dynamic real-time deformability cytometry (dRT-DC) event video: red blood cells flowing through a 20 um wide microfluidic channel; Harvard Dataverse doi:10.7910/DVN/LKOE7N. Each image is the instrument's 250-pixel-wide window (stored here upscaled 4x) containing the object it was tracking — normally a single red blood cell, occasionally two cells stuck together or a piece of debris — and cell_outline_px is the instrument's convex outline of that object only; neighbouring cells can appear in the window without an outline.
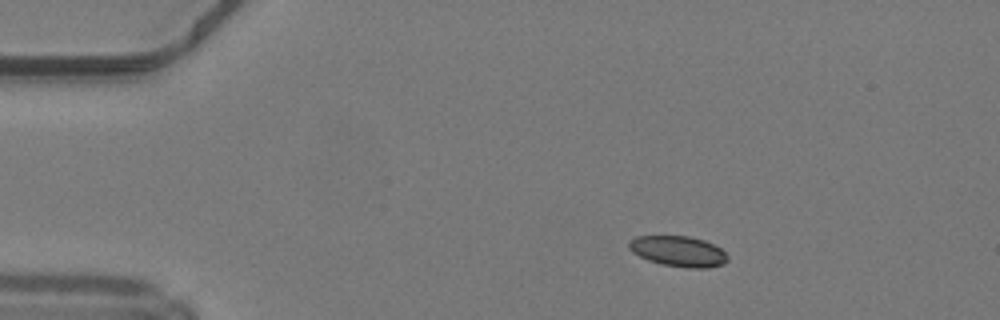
{"species": "common noctule bat (a hibernating species)", "species_latin": "Nyctalus noctula", "temperature_condition": "warm", "stored_images_in_passage": 49, "camera_frame_rate_fps": 3000, "um_per_image_px": 0.085, "animal": {"sex": "male", "body_mass_g": 19.2, "forearm_length_mm": 51.8}, "frame": {"image": 1, "passage_image": 9, "time_ms": 2.667, "image_size_px": [1000, 320], "cell_outline_px": [[728, 260], [724, 264], [708, 268], [692, 268], [664, 264], [648, 260], [632, 252], [628, 248], [628, 240], [636, 236], [688, 236], [704, 240], [720, 248], [728, 256]], "centroid_in_image_um": [57.65, 21.35], "position_along_channel_um": 27.3, "area_um2": 17.51}}
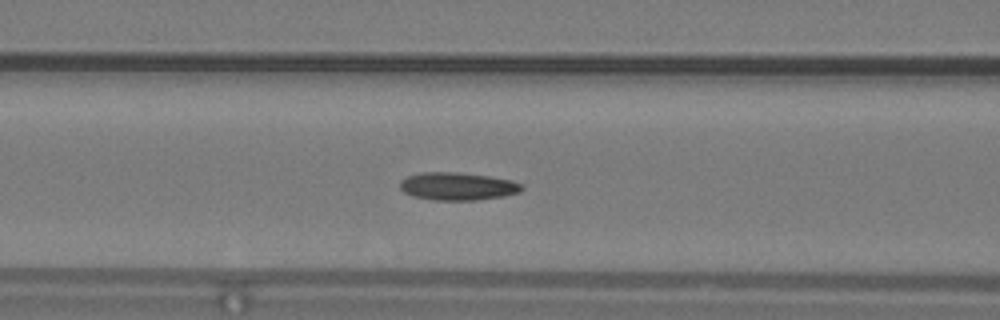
{"frame": {"image": 2, "passage_image": 21, "time_ms": 6.667, "image_size_px": [1000, 320], "cell_outline_px": [[524, 188], [520, 192], [504, 196], [476, 200], [436, 200], [412, 196], [404, 192], [400, 188], [400, 180], [408, 176], [420, 172], [456, 172], [488, 176], [512, 180], [524, 184]], "centroid_in_image_um": [38.91, 15.83], "position_along_channel_um": 127.7, "area_um2": 19.83}}
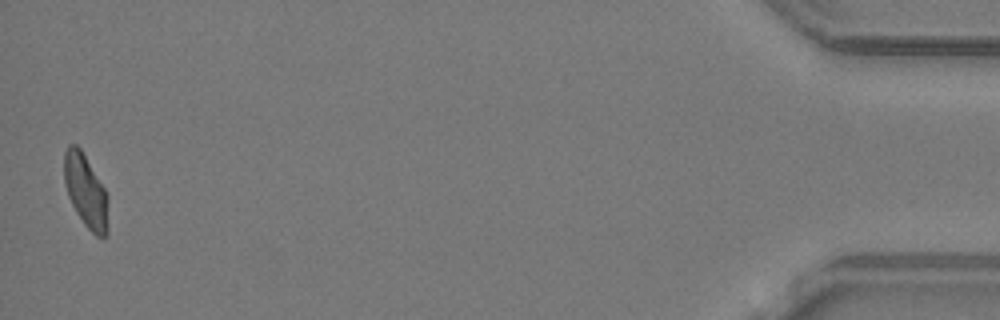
{"frame": {"image": 3, "passage_image": 49, "time_ms": 16.0, "image_size_px": [1000, 320], "cell_outline_px": [[108, 236], [96, 236], [84, 224], [76, 212], [68, 196], [64, 184], [64, 152], [68, 144], [76, 144], [80, 148], [104, 188], [108, 196]], "centroid_in_image_um": [7.29, 16.25], "position_along_channel_um": 427.9, "area_um2": 18.79}, "authors_computed_cell_mechanics": {"area_um2": 18.785, "velocity_mm_per_s": 4.2209, "shape_relaxation_time_tau1_ms": 7.104, "shape_relaxation_time_tau2_ms": 2.378, "deformation_change_tau1": 0.1737, "deformation_change_tau2": 0.0988}}